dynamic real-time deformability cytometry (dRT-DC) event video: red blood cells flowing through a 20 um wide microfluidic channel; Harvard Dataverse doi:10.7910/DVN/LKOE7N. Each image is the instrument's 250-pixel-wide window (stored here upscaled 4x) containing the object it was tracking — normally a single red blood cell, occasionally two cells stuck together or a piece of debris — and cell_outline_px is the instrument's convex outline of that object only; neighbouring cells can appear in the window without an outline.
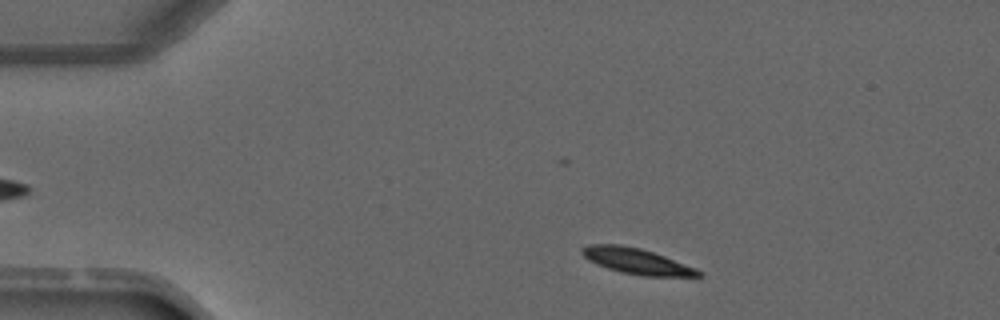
{"species": "common noctule bat (a hibernating species)", "species_latin": "Nyctalus noctula", "temperature_condition": "warm", "stored_images_in_passage": 2, "camera_frame_rate_fps": 3000, "um_per_image_px": 0.085, "animal": {"sex": "male", "forearm_length_mm": 52.5}, "frame": {"image": 1, "passage_image": 1, "time_ms": 0.0, "image_size_px": [1000, 320], "cell_outline_px": [[704, 276], [644, 276], [620, 272], [596, 264], [588, 260], [580, 252], [580, 248], [592, 244], [620, 244], [640, 248], [664, 256], [696, 268], [704, 272]], "centroid_in_image_um": [54.11, 22.2], "position_along_channel_um": 30.9, "area_um2": 17.46}}